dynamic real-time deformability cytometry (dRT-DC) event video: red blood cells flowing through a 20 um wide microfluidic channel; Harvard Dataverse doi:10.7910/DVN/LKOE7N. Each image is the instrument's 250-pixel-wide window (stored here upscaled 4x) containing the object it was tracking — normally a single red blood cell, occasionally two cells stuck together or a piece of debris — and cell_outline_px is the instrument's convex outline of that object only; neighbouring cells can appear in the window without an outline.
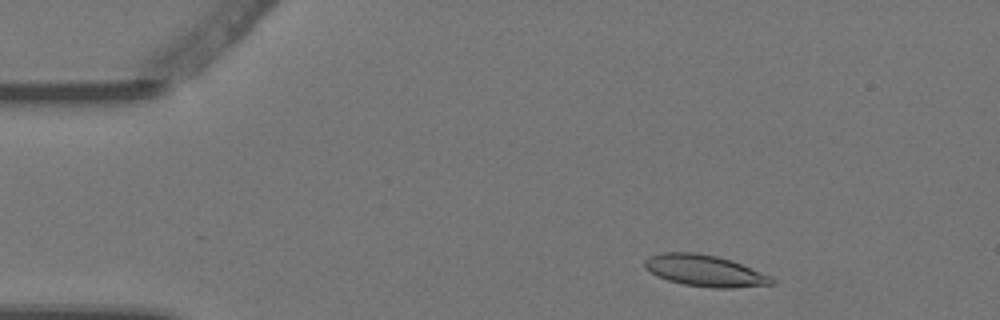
{"species": "Egyptian fruit bat (a non-hibernating species)", "species_latin": "Rousettus aegyptiacus", "temperature_condition": "warm", "stored_images_in_passage": 4, "camera_frame_rate_fps": 3000, "um_per_image_px": 0.085, "animal": {"sex": "female"}, "frame": {"image": 1, "passage_image": 2, "time_ms": 0.333, "image_size_px": [1000, 320], "cell_outline_px": [[776, 284], [732, 288], [712, 288], [684, 284], [668, 280], [656, 276], [644, 268], [644, 260], [648, 256], [660, 252], [696, 252], [716, 256], [732, 260], [772, 276], [776, 280]], "centroid_in_image_um": [59.91, 23.0], "position_along_channel_um": 25.1, "area_um2": 23.64}}